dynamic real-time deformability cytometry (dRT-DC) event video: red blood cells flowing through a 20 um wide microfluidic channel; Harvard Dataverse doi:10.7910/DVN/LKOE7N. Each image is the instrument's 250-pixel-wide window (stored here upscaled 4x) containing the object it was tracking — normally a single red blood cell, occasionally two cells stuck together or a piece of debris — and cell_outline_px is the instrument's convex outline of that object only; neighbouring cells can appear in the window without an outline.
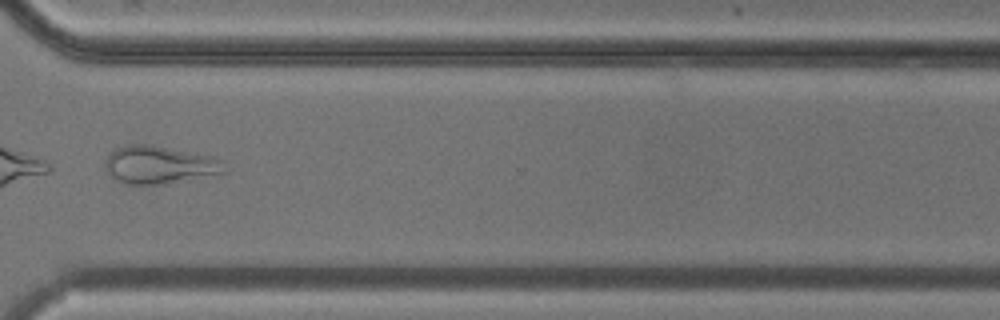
{"species": "common noctule bat (a hibernating species)", "species_latin": "Nyctalus noctula", "temperature_condition": "cold", "stored_images_in_passage": 13, "camera_frame_rate_fps": 3000, "um_per_image_px": 0.085, "animal": {"sex": "male", "body_mass_g": 20.5, "forearm_length_mm": 52.5}, "frame": {"image": 1, "passage_image": 11, "time_ms": 12.333, "image_size_px": [1000, 320], "cell_outline_px": [[224, 172], [160, 184], [124, 184], [116, 180], [104, 168], [104, 164], [108, 152], [124, 144], [148, 144], [212, 156], [224, 160]], "centroid_in_image_um": [13.46, 13.99], "position_along_channel_um": 357.1, "area_um2": 26.07}, "authors_computed_cell_mechanics": {"area_um2": 26.0678, "velocity_mm_per_s": 3.701, "shape_relaxation_time_tau1_ms": null, "shape_relaxation_time_tau2_ms": 2.3819, "deformation_change_tau1": null, "deformation_change_tau2": 0.1023}}